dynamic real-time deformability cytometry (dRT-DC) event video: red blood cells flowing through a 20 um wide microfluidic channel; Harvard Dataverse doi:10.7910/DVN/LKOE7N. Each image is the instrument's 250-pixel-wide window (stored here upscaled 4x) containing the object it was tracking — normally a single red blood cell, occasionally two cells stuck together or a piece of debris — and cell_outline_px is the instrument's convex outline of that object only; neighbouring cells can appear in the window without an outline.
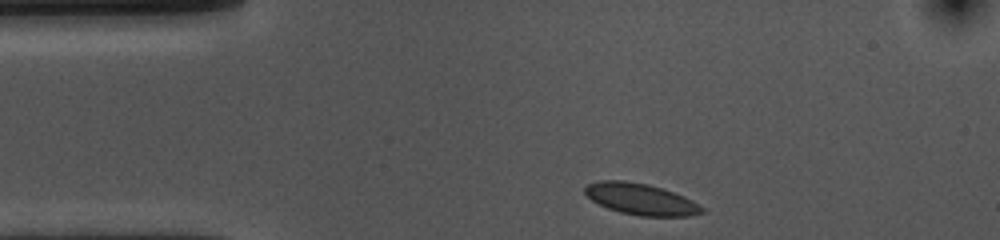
{"species": "common noctule bat (a hibernating species)", "species_latin": "Nyctalus noctula", "temperature_condition": "cold", "stored_images_in_passage": 35, "camera_frame_rate_fps": 3000, "um_per_image_px": 0.085, "animal": {"sex": "female", "body_mass_g": 10.0, "forearm_length_mm": 53.1}, "frame": {"image": 1, "passage_image": 1, "time_ms": 0.0, "image_size_px": [1000, 240], "cell_outline_px": [[704, 212], [692, 216], [640, 216], [620, 212], [608, 208], [592, 200], [584, 192], [584, 188], [588, 184], [600, 180], [624, 180], [648, 184], [684, 196], [692, 200], [704, 208]], "centroid_in_image_um": [54.47, 16.93], "position_along_channel_um": 30.5, "area_um2": 21.27}}
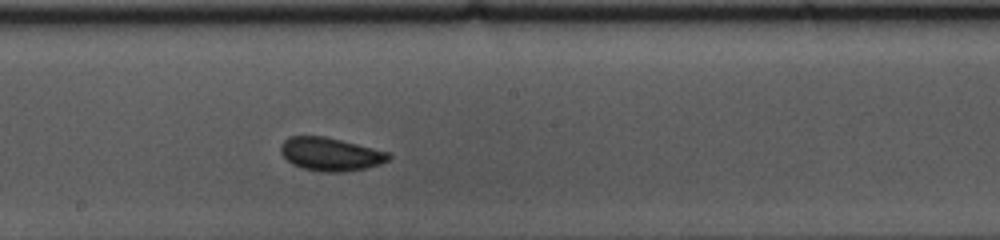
{"frame": {"image": 2, "passage_image": 20, "time_ms": 6.333, "image_size_px": [1000, 240], "cell_outline_px": [[392, 156], [388, 160], [380, 164], [364, 168], [344, 172], [320, 172], [304, 168], [292, 164], [280, 152], [280, 144], [288, 136], [324, 136], [388, 152]], "centroid_in_image_um": [28.06, 13.1], "position_along_channel_um": 220.1, "area_um2": 20.75}}
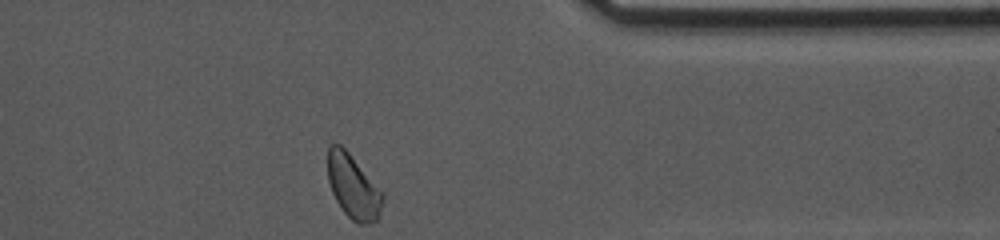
{"frame": {"image": 3, "passage_image": 35, "time_ms": 11.333, "image_size_px": [1000, 240], "cell_outline_px": [[384, 200], [376, 220], [364, 224], [356, 224], [340, 208], [332, 192], [328, 180], [328, 144], [340, 144], [348, 152], [384, 196]], "centroid_in_image_um": [29.98, 15.88], "position_along_channel_um": 381.4, "area_um2": 19.94}}